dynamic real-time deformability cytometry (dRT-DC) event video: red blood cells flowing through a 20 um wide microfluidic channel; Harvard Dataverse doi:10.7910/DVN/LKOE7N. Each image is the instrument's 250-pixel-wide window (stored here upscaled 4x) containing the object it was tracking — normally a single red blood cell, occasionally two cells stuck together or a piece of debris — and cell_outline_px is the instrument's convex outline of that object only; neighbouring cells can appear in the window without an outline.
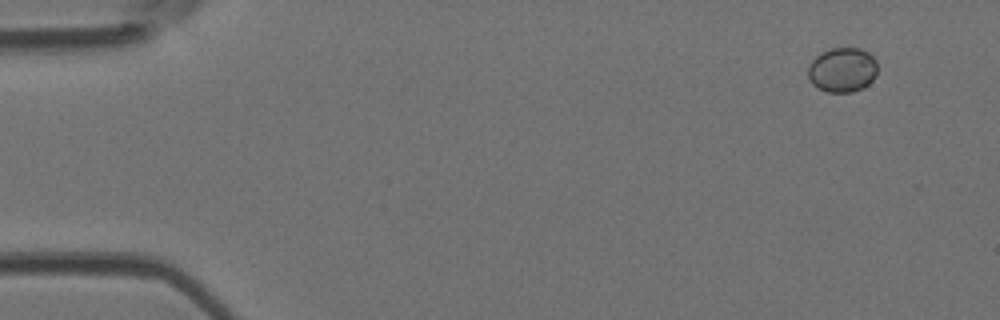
{"species": "Egyptian fruit bat (a non-hibernating species)", "species_latin": "Rousettus aegyptiacus", "temperature_condition": "room temperature", "stored_images_in_passage": 47, "camera_frame_rate_fps": 3000, "um_per_image_px": 0.085, "animal": {"sex": "female"}, "frame": {"image": 1, "passage_image": 1, "time_ms": 0.0, "image_size_px": [1000, 320], "cell_outline_px": [[876, 76], [868, 84], [852, 92], [828, 92], [816, 88], [812, 84], [808, 76], [808, 64], [820, 52], [828, 48], [860, 48], [868, 52], [876, 60]], "centroid_in_image_um": [71.57, 5.93], "position_along_channel_um": 13.4, "area_um2": 18.21}}
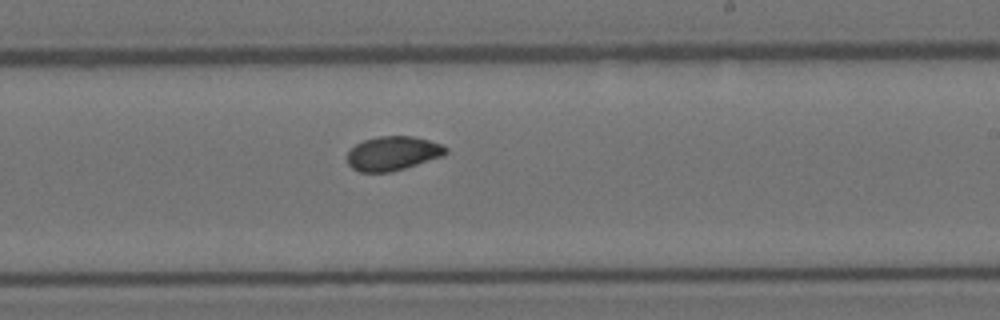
{"frame": {"image": 2, "passage_image": 27, "time_ms": 8.667, "image_size_px": [1000, 320], "cell_outline_px": [[448, 152], [444, 156], [392, 172], [360, 172], [352, 168], [348, 164], [348, 152], [356, 144], [364, 140], [380, 136], [412, 136], [428, 140], [440, 144], [448, 148]], "centroid_in_image_um": [33.41, 13.04], "position_along_channel_um": 255.6, "area_um2": 19.59}}
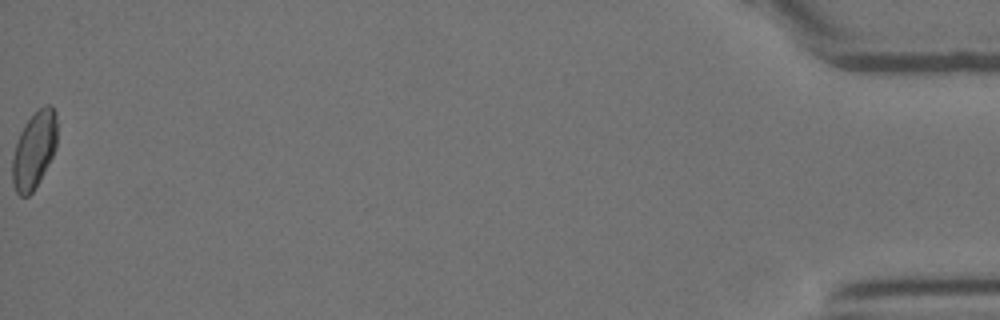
{"frame": {"image": 3, "passage_image": 47, "time_ms": 15.333, "image_size_px": [1000, 320], "cell_outline_px": [[56, 148], [44, 172], [32, 192], [28, 196], [20, 196], [16, 192], [12, 184], [12, 156], [20, 132], [24, 124], [44, 104], [48, 104], [56, 112]], "centroid_in_image_um": [2.88, 12.76], "position_along_channel_um": 432.3, "area_um2": 19.88}, "authors_computed_cell_mechanics": {"area_um2": 19.1896, "velocity_mm_per_s": 4.1578, "shape_relaxation_time_tau1_ms": 6.4416, "shape_relaxation_time_tau2_ms": 0.7684, "deformation_change_tau1": 0.0987, "deformation_change_tau2": 0.036}}